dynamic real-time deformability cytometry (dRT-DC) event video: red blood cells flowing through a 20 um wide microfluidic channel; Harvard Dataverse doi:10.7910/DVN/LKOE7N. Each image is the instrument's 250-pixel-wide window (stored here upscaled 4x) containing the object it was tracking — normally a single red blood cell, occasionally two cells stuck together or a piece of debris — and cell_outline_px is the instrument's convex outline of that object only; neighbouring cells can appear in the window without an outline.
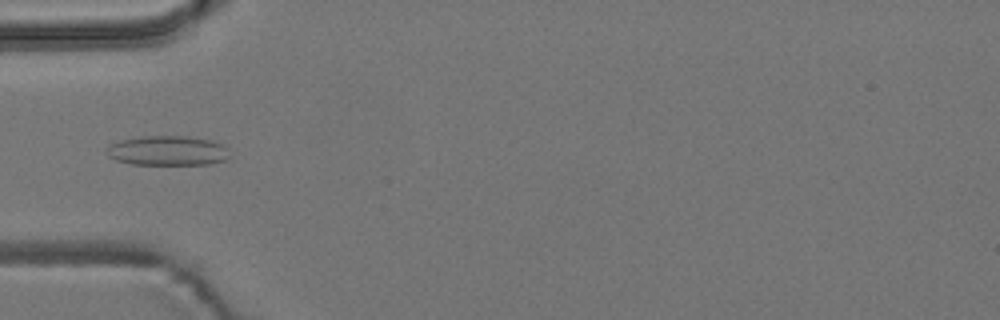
{"species": "common noctule bat (a hibernating species)", "species_latin": "Nyctalus noctula", "temperature_condition": "room temperature", "stored_images_in_passage": 8, "camera_frame_rate_fps": 3000, "um_per_image_px": 0.085, "animal": {"sex": "male", "body_mass_g": 19.2, "forearm_length_mm": 51.8}, "frame": {"image": 1, "passage_image": 5, "time_ms": 5.667, "image_size_px": [1000, 320], "cell_outline_px": [[228, 160], [208, 164], [132, 164], [116, 160], [108, 156], [104, 152], [104, 148], [108, 144], [120, 140], [140, 136], [188, 136], [212, 140], [224, 144], [228, 148]], "centroid_in_image_um": [14.22, 12.8], "position_along_channel_um": 70.8, "area_um2": 21.68}}
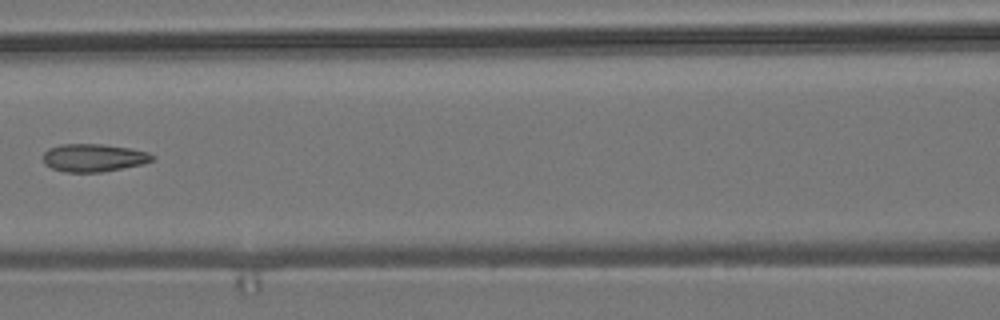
{"frame": {"image": 2, "passage_image": 7, "time_ms": 8.0, "image_size_px": [1000, 320], "cell_outline_px": [[156, 156], [152, 160], [144, 164], [100, 172], [64, 172], [52, 168], [44, 164], [44, 152], [48, 148], [60, 144], [100, 144], [128, 148], [148, 152]], "centroid_in_image_um": [7.95, 13.41], "position_along_channel_um": 158.7, "area_um2": 17.69}}
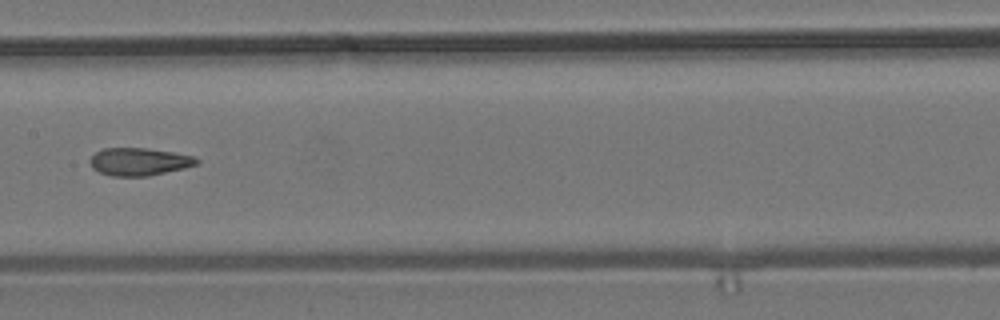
{"frame": {"image": 3, "passage_image": 8, "time_ms": 9.0, "image_size_px": [1000, 320], "cell_outline_px": [[200, 164], [184, 168], [148, 176], [112, 176], [100, 172], [92, 168], [88, 160], [96, 152], [104, 148], [148, 148], [196, 156], [200, 160]], "centroid_in_image_um": [11.85, 13.74], "position_along_channel_um": 195.5, "area_um2": 17.34}}